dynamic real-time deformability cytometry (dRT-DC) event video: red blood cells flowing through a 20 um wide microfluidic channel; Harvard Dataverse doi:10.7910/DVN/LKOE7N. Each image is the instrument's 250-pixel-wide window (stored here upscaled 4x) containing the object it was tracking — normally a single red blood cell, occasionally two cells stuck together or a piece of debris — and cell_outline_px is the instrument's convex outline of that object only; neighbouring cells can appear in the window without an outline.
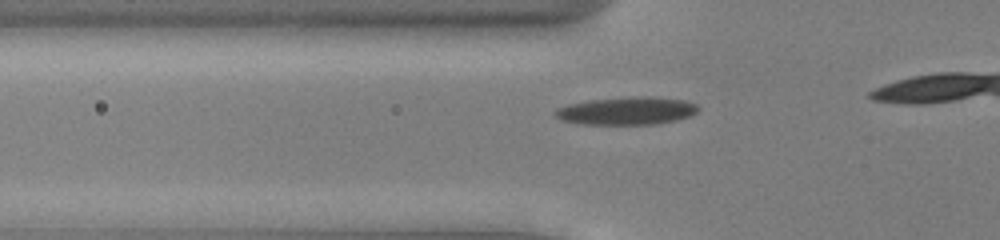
{"species": "common noctule bat (a hibernating species)", "species_latin": "Nyctalus noctula", "temperature_condition": "cold", "stored_images_in_passage": 16, "camera_frame_rate_fps": 3000, "um_per_image_px": 0.085, "animal": {"sex": "male", "body_mass_g": 13.0, "forearm_length_mm": 53.1}, "frame": {"image": 1, "passage_image": 10, "time_ms": 3.0, "image_size_px": [1000, 240], "cell_outline_px": [[700, 108], [692, 116], [660, 124], [580, 124], [560, 120], [552, 112], [556, 108], [568, 104], [592, 100], [644, 96], [648, 96], [684, 100], [696, 104]], "centroid_in_image_um": [53.28, 9.43], "position_along_channel_um": 72.5, "area_um2": 23.18}}
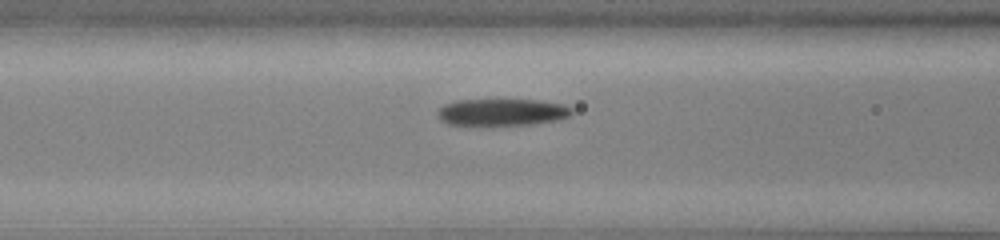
{"frame": {"image": 2, "passage_image": 14, "time_ms": 4.333, "image_size_px": [1000, 240], "cell_outline_px": [[572, 112], [568, 116], [560, 120], [532, 124], [448, 124], [440, 120], [436, 112], [444, 104], [456, 100], [540, 100], [564, 104], [572, 108]], "centroid_in_image_um": [42.69, 9.52], "position_along_channel_um": 123.9, "area_um2": 20.87}}